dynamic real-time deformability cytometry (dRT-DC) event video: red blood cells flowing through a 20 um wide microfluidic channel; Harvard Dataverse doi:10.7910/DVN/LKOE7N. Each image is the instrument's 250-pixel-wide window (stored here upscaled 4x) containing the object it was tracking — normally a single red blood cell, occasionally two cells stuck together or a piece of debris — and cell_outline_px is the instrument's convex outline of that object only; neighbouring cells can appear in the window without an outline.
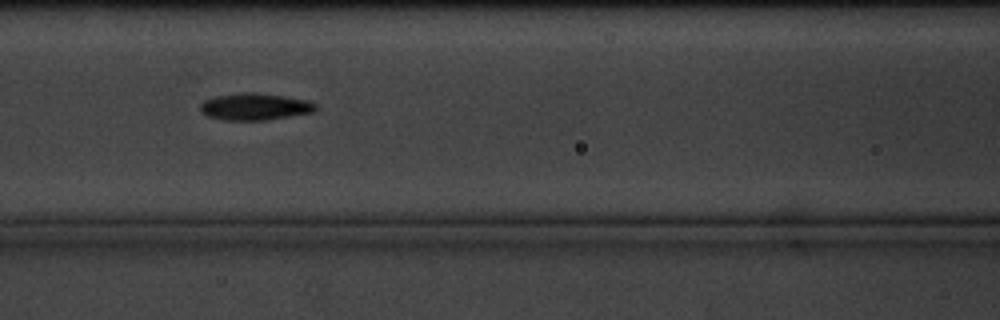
{"species": "common noctule bat (a hibernating species)", "species_latin": "Nyctalus noctula", "temperature_condition": "cold", "stored_images_in_passage": 5, "camera_frame_rate_fps": 3000, "um_per_image_px": 0.085, "animal": {"sex": "male", "body_mass_g": 20.1, "forearm_length_mm": 53.5}, "frame": {"image": 1, "passage_image": 3, "time_ms": 2.333, "image_size_px": [1000, 320], "cell_outline_px": [[316, 108], [312, 112], [264, 120], [224, 120], [208, 116], [200, 112], [200, 104], [204, 100], [216, 96], [244, 92], [252, 92], [280, 96], [304, 100], [316, 104]], "centroid_in_image_um": [21.58, 9.07], "position_along_channel_um": 145.0, "area_um2": 17.69}}